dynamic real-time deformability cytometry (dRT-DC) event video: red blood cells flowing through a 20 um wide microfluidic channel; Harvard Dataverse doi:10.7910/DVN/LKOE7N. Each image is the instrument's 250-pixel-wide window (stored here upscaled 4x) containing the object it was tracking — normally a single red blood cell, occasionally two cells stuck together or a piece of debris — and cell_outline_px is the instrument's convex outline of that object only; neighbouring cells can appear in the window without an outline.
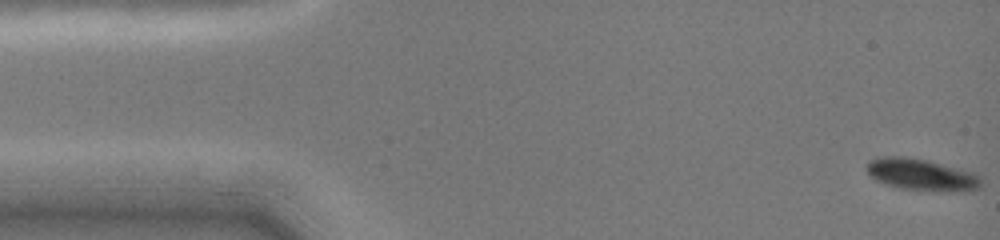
{"species": "common noctule bat (a hibernating species)", "species_latin": "Nyctalus noctula", "temperature_condition": "cold", "stored_images_in_passage": 48, "camera_frame_rate_fps": 3000, "um_per_image_px": 0.085, "animal": {"sex": "female", "body_mass_g": 19.0, "forearm_length_mm": 51.5}, "frame": {"image": 1, "passage_image": 1, "time_ms": 0.0, "image_size_px": [1000, 240], "cell_outline_px": [[980, 188], [964, 192], [944, 192], [900, 188], [876, 180], [868, 172], [868, 160], [884, 156], [904, 156], [928, 160], [972, 172], [980, 176]], "centroid_in_image_um": [78.37, 14.85], "position_along_channel_um": 6.6, "area_um2": 21.15}}
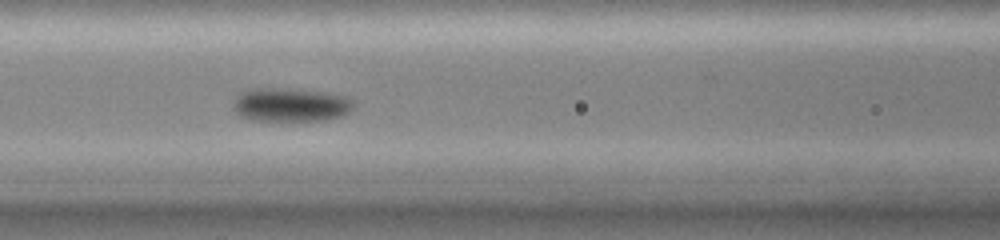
{"frame": {"image": 2, "passage_image": 19, "time_ms": 6.333, "image_size_px": [1000, 240], "cell_outline_px": [[352, 108], [348, 112], [340, 116], [324, 120], [252, 120], [240, 116], [232, 108], [232, 104], [236, 96], [240, 92], [252, 88], [284, 88], [328, 92], [348, 96], [352, 100]], "centroid_in_image_um": [24.66, 8.89], "position_along_channel_um": 141.9, "area_um2": 23.76}}
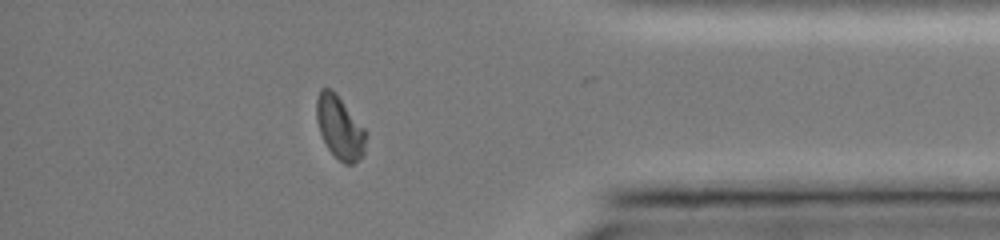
{"frame": {"image": 3, "passage_image": 40, "time_ms": 13.333, "image_size_px": [1000, 240], "cell_outline_px": [[368, 132], [364, 152], [352, 164], [344, 164], [328, 148], [320, 132], [316, 120], [316, 100], [320, 88], [332, 88], [336, 92]], "centroid_in_image_um": [28.88, 10.79], "position_along_channel_um": 406.3, "area_um2": 18.21}, "authors_computed_cell_mechanics": {"area_um2": 21.3282, "velocity_mm_per_s": 4.0049, "shape_relaxation_time_tau1_ms": 2.3012, "shape_relaxation_time_tau2_ms": null, "deformation_change_tau1": 0.0786, "deformation_change_tau2": null}}